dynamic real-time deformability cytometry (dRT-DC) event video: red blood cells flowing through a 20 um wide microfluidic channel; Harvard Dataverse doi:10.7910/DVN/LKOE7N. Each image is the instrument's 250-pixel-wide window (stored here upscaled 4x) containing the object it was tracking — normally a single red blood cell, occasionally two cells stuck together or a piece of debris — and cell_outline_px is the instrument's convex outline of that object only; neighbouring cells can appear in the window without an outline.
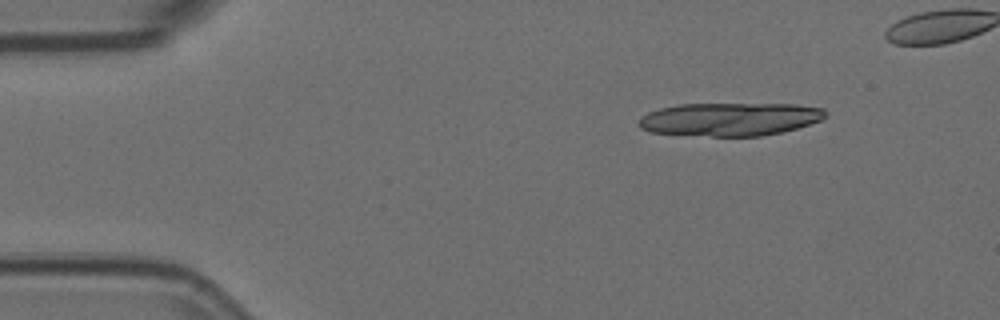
{"species": "Egyptian fruit bat (a non-hibernating species)", "species_latin": "Rousettus aegyptiacus", "temperature_condition": "room temperature", "stored_images_in_passage": 12, "camera_frame_rate_fps": 3000, "um_per_image_px": 0.085, "animal": {"sex": "female"}, "frame": {"image": 1, "passage_image": 1, "time_ms": 0.0, "image_size_px": [1000, 320], "cell_outline_px": [[828, 116], [820, 120], [796, 128], [780, 132], [760, 136], [712, 136], [652, 132], [640, 128], [636, 124], [640, 116], [648, 112], [660, 108], [676, 104], [796, 104], [824, 108], [828, 112]], "centroid_in_image_um": [62.03, 10.12], "position_along_channel_um": 23.0, "area_um2": 36.24}}
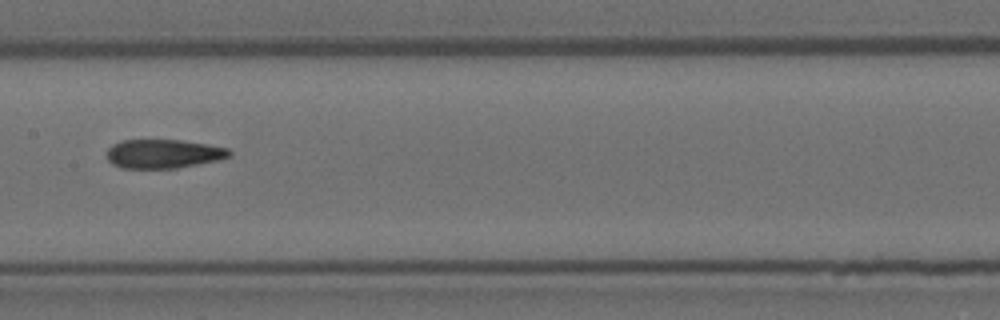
{"frame": {"image": 2, "passage_image": 6, "time_ms": 1.667, "image_size_px": [1000, 320], "cell_outline_px": [[232, 156], [216, 160], [176, 168], [120, 168], [112, 164], [108, 160], [108, 148], [112, 144], [120, 140], [180, 140], [208, 144], [228, 148], [232, 152]], "centroid_in_image_um": [13.88, 13.06], "position_along_channel_um": 193.5, "area_um2": 20.63}}
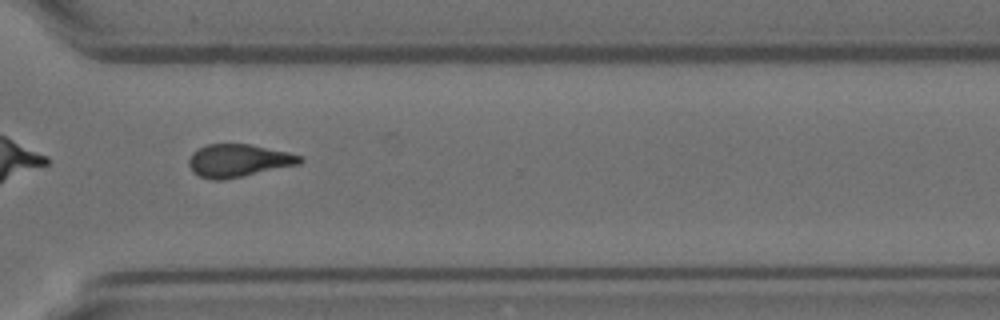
{"frame": {"image": 3, "passage_image": 10, "time_ms": 3.0, "image_size_px": [1000, 320], "cell_outline_px": [[304, 160], [300, 164], [224, 180], [212, 180], [200, 176], [192, 172], [188, 164], [188, 160], [192, 152], [208, 144], [248, 144], [288, 152], [300, 156]], "centroid_in_image_um": [20.24, 13.66], "position_along_channel_um": 350.4, "area_um2": 21.15}}